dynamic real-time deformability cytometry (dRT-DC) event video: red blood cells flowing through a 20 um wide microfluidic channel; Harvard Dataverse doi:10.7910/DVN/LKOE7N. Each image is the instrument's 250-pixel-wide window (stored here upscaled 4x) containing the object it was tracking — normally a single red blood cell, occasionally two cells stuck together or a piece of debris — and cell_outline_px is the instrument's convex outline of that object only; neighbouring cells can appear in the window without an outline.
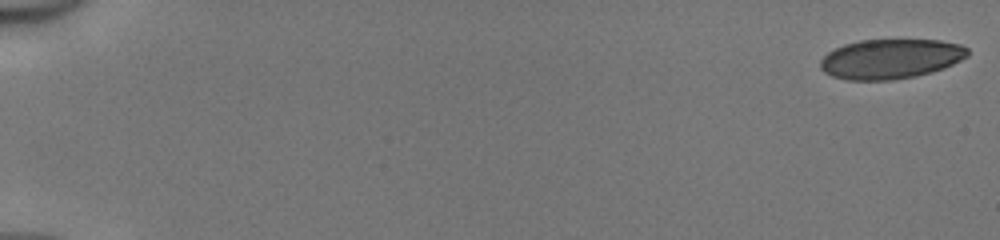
{"species": "human", "species_latin": "Homo sapiens", "temperature_condition": "cold", "stored_images_in_passage": 50, "camera_frame_rate_fps": 3000, "um_per_image_px": 0.085, "donor": {"sex": "male"}, "frame": {"image": 1, "passage_image": 1, "time_ms": 0.0, "image_size_px": [1000, 240], "cell_outline_px": [[968, 56], [944, 68], [932, 72], [916, 76], [892, 80], [844, 80], [832, 76], [824, 72], [820, 68], [820, 60], [828, 52], [844, 44], [860, 40], [940, 40], [960, 44], [968, 48]], "centroid_in_image_um": [75.69, 5.01], "position_along_channel_um": 9.3, "area_um2": 34.22}}
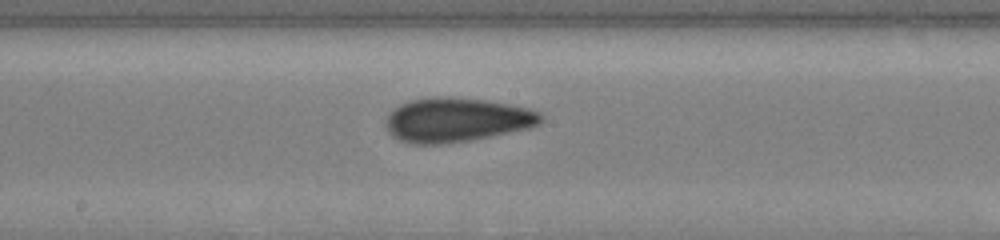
{"frame": {"image": 2, "passage_image": 29, "time_ms": 9.333, "image_size_px": [1000, 240], "cell_outline_px": [[544, 120], [540, 124], [532, 128], [468, 140], [440, 144], [412, 144], [400, 140], [392, 136], [388, 132], [384, 124], [388, 112], [400, 104], [408, 100], [432, 96], [452, 96], [484, 100], [508, 104], [528, 108], [540, 112], [544, 116]], "centroid_in_image_um": [38.79, 10.17], "position_along_channel_um": 209.4, "area_um2": 40.46}}
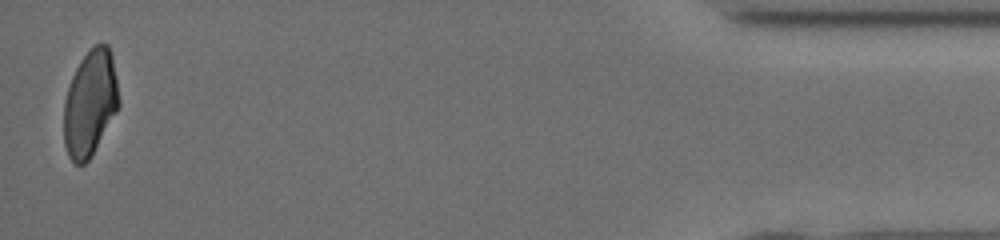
{"frame": {"image": 3, "passage_image": 50, "time_ms": 16.333, "image_size_px": [1000, 240], "cell_outline_px": [[120, 104], [116, 112], [92, 156], [84, 164], [76, 164], [68, 156], [64, 144], [64, 100], [72, 76], [80, 60], [96, 44], [108, 44], [112, 56], [120, 100]], "centroid_in_image_um": [7.66, 8.79], "position_along_channel_um": 427.5, "area_um2": 33.87}, "authors_computed_cell_mechanics": {"area_um2": 37.3966, "velocity_mm_per_s": 4.1771, "shape_relaxation_time_tau1_ms": 6.5475, "shape_relaxation_time_tau2_ms": 1.4969, "deformation_change_tau1": 0.1673, "deformation_change_tau2": 0.0858}}